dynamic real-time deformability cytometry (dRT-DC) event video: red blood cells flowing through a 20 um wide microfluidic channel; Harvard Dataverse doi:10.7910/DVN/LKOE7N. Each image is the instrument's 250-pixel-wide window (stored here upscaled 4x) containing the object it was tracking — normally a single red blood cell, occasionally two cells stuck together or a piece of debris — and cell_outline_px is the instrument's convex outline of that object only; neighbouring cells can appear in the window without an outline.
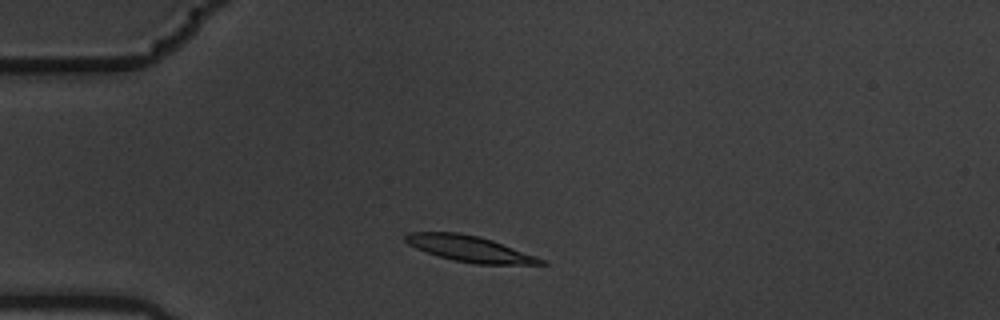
{"species": "common noctule bat (a hibernating species)", "species_latin": "Nyctalus noctula", "temperature_condition": "warm", "stored_images_in_passage": 7, "camera_frame_rate_fps": 3000, "um_per_image_px": 0.085, "animal": {"sex": "male", "body_mass_g": 19.5, "forearm_length_mm": 54.6}, "frame": {"image": 1, "passage_image": 1, "time_ms": 0.0, "image_size_px": [1000, 320], "cell_outline_px": [[548, 264], [476, 264], [452, 260], [416, 248], [408, 244], [404, 240], [404, 236], [408, 232], [460, 232], [480, 236], [492, 240], [548, 260]], "centroid_in_image_um": [39.95, 21.14], "position_along_channel_um": 45.1, "area_um2": 20.52}}
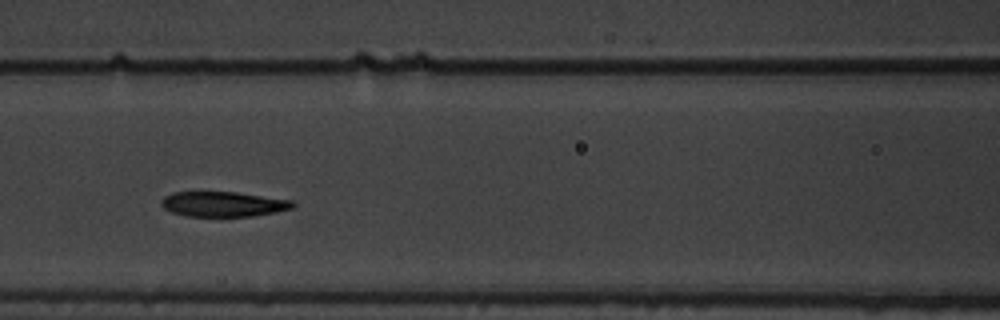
{"frame": {"image": 2, "passage_image": 4, "time_ms": 1.0, "image_size_px": [1000, 320], "cell_outline_px": [[296, 204], [292, 208], [276, 212], [252, 216], [188, 216], [172, 212], [164, 208], [160, 204], [160, 200], [164, 196], [172, 192], [200, 188], [236, 192], [292, 200]], "centroid_in_image_um": [18.88, 17.29], "position_along_channel_um": 147.7, "area_um2": 20.11}}
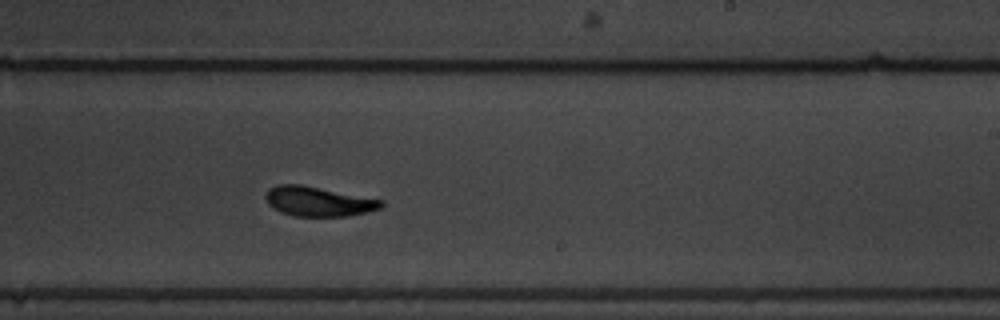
{"frame": {"image": 3, "passage_image": 7, "time_ms": 2.0, "image_size_px": [1000, 320], "cell_outline_px": [[384, 204], [380, 208], [368, 212], [348, 216], [292, 216], [280, 212], [272, 208], [268, 204], [264, 196], [268, 188], [276, 184], [300, 184], [384, 200]], "centroid_in_image_um": [27.02, 17.12], "position_along_channel_um": 262.0, "area_um2": 20.17}}